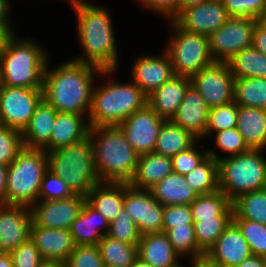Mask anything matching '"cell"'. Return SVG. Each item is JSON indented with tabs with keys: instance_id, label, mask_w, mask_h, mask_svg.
Returning a JSON list of instances; mask_svg holds the SVG:
<instances>
[{
	"instance_id": "obj_1",
	"label": "cell",
	"mask_w": 266,
	"mask_h": 267,
	"mask_svg": "<svg viewBox=\"0 0 266 267\" xmlns=\"http://www.w3.org/2000/svg\"><path fill=\"white\" fill-rule=\"evenodd\" d=\"M43 77V99L57 112L89 115L94 88V74H112L114 69L77 62L73 59L48 69ZM87 112V113H86Z\"/></svg>"
},
{
	"instance_id": "obj_2",
	"label": "cell",
	"mask_w": 266,
	"mask_h": 267,
	"mask_svg": "<svg viewBox=\"0 0 266 267\" xmlns=\"http://www.w3.org/2000/svg\"><path fill=\"white\" fill-rule=\"evenodd\" d=\"M77 16V32L84 54L74 61L105 69H117L116 38L109 11L84 0H67Z\"/></svg>"
},
{
	"instance_id": "obj_3",
	"label": "cell",
	"mask_w": 266,
	"mask_h": 267,
	"mask_svg": "<svg viewBox=\"0 0 266 267\" xmlns=\"http://www.w3.org/2000/svg\"><path fill=\"white\" fill-rule=\"evenodd\" d=\"M89 136L100 182L129 183L139 155L119 126L90 127Z\"/></svg>"
},
{
	"instance_id": "obj_4",
	"label": "cell",
	"mask_w": 266,
	"mask_h": 267,
	"mask_svg": "<svg viewBox=\"0 0 266 267\" xmlns=\"http://www.w3.org/2000/svg\"><path fill=\"white\" fill-rule=\"evenodd\" d=\"M12 34L0 56V81L3 86L42 89L47 55L33 40ZM33 41V42H32Z\"/></svg>"
},
{
	"instance_id": "obj_5",
	"label": "cell",
	"mask_w": 266,
	"mask_h": 267,
	"mask_svg": "<svg viewBox=\"0 0 266 267\" xmlns=\"http://www.w3.org/2000/svg\"><path fill=\"white\" fill-rule=\"evenodd\" d=\"M147 105V95L132 81H111L93 88L89 127L119 126L127 117Z\"/></svg>"
},
{
	"instance_id": "obj_6",
	"label": "cell",
	"mask_w": 266,
	"mask_h": 267,
	"mask_svg": "<svg viewBox=\"0 0 266 267\" xmlns=\"http://www.w3.org/2000/svg\"><path fill=\"white\" fill-rule=\"evenodd\" d=\"M47 157L48 169L63 178L74 194L86 197L100 182L89 135L81 141L47 152Z\"/></svg>"
},
{
	"instance_id": "obj_7",
	"label": "cell",
	"mask_w": 266,
	"mask_h": 267,
	"mask_svg": "<svg viewBox=\"0 0 266 267\" xmlns=\"http://www.w3.org/2000/svg\"><path fill=\"white\" fill-rule=\"evenodd\" d=\"M219 164V189L231 200L241 194L266 188V159L262 150L221 157L207 149Z\"/></svg>"
},
{
	"instance_id": "obj_8",
	"label": "cell",
	"mask_w": 266,
	"mask_h": 267,
	"mask_svg": "<svg viewBox=\"0 0 266 267\" xmlns=\"http://www.w3.org/2000/svg\"><path fill=\"white\" fill-rule=\"evenodd\" d=\"M47 170L45 150L23 147L8 165L6 204L30 208L39 201L41 182Z\"/></svg>"
},
{
	"instance_id": "obj_9",
	"label": "cell",
	"mask_w": 266,
	"mask_h": 267,
	"mask_svg": "<svg viewBox=\"0 0 266 267\" xmlns=\"http://www.w3.org/2000/svg\"><path fill=\"white\" fill-rule=\"evenodd\" d=\"M173 32L166 53L168 54L174 75L192 78L201 69L215 62L209 48L208 36L181 28L171 20Z\"/></svg>"
},
{
	"instance_id": "obj_10",
	"label": "cell",
	"mask_w": 266,
	"mask_h": 267,
	"mask_svg": "<svg viewBox=\"0 0 266 267\" xmlns=\"http://www.w3.org/2000/svg\"><path fill=\"white\" fill-rule=\"evenodd\" d=\"M257 19L231 17L208 36L214 61L227 62L232 56L251 47Z\"/></svg>"
},
{
	"instance_id": "obj_11",
	"label": "cell",
	"mask_w": 266,
	"mask_h": 267,
	"mask_svg": "<svg viewBox=\"0 0 266 267\" xmlns=\"http://www.w3.org/2000/svg\"><path fill=\"white\" fill-rule=\"evenodd\" d=\"M42 99V89L2 85L0 92L1 125L23 132Z\"/></svg>"
},
{
	"instance_id": "obj_12",
	"label": "cell",
	"mask_w": 266,
	"mask_h": 267,
	"mask_svg": "<svg viewBox=\"0 0 266 267\" xmlns=\"http://www.w3.org/2000/svg\"><path fill=\"white\" fill-rule=\"evenodd\" d=\"M209 109L234 101L235 77L226 62L215 61L191 78Z\"/></svg>"
},
{
	"instance_id": "obj_13",
	"label": "cell",
	"mask_w": 266,
	"mask_h": 267,
	"mask_svg": "<svg viewBox=\"0 0 266 267\" xmlns=\"http://www.w3.org/2000/svg\"><path fill=\"white\" fill-rule=\"evenodd\" d=\"M165 119L147 104L144 108L127 117L119 127L127 141L140 156L154 152L157 137Z\"/></svg>"
},
{
	"instance_id": "obj_14",
	"label": "cell",
	"mask_w": 266,
	"mask_h": 267,
	"mask_svg": "<svg viewBox=\"0 0 266 267\" xmlns=\"http://www.w3.org/2000/svg\"><path fill=\"white\" fill-rule=\"evenodd\" d=\"M124 208L137 224L141 235L163 232V208L150 190L138 189L127 183Z\"/></svg>"
},
{
	"instance_id": "obj_15",
	"label": "cell",
	"mask_w": 266,
	"mask_h": 267,
	"mask_svg": "<svg viewBox=\"0 0 266 267\" xmlns=\"http://www.w3.org/2000/svg\"><path fill=\"white\" fill-rule=\"evenodd\" d=\"M85 201L86 197L80 194L60 200H39L30 207L32 222L38 227L69 230Z\"/></svg>"
},
{
	"instance_id": "obj_16",
	"label": "cell",
	"mask_w": 266,
	"mask_h": 267,
	"mask_svg": "<svg viewBox=\"0 0 266 267\" xmlns=\"http://www.w3.org/2000/svg\"><path fill=\"white\" fill-rule=\"evenodd\" d=\"M230 18L223 1L208 0L183 9L173 20L187 31L209 36Z\"/></svg>"
},
{
	"instance_id": "obj_17",
	"label": "cell",
	"mask_w": 266,
	"mask_h": 267,
	"mask_svg": "<svg viewBox=\"0 0 266 267\" xmlns=\"http://www.w3.org/2000/svg\"><path fill=\"white\" fill-rule=\"evenodd\" d=\"M32 213L29 207L0 204V253H11L30 238Z\"/></svg>"
},
{
	"instance_id": "obj_18",
	"label": "cell",
	"mask_w": 266,
	"mask_h": 267,
	"mask_svg": "<svg viewBox=\"0 0 266 267\" xmlns=\"http://www.w3.org/2000/svg\"><path fill=\"white\" fill-rule=\"evenodd\" d=\"M30 239L45 261L63 264L76 246L68 229L38 227L33 222L30 227Z\"/></svg>"
},
{
	"instance_id": "obj_19",
	"label": "cell",
	"mask_w": 266,
	"mask_h": 267,
	"mask_svg": "<svg viewBox=\"0 0 266 267\" xmlns=\"http://www.w3.org/2000/svg\"><path fill=\"white\" fill-rule=\"evenodd\" d=\"M163 56L142 55L135 61L131 74L132 81L148 96L174 76L171 60Z\"/></svg>"
},
{
	"instance_id": "obj_20",
	"label": "cell",
	"mask_w": 266,
	"mask_h": 267,
	"mask_svg": "<svg viewBox=\"0 0 266 267\" xmlns=\"http://www.w3.org/2000/svg\"><path fill=\"white\" fill-rule=\"evenodd\" d=\"M205 255L224 267H235L252 254L241 230L232 221Z\"/></svg>"
},
{
	"instance_id": "obj_21",
	"label": "cell",
	"mask_w": 266,
	"mask_h": 267,
	"mask_svg": "<svg viewBox=\"0 0 266 267\" xmlns=\"http://www.w3.org/2000/svg\"><path fill=\"white\" fill-rule=\"evenodd\" d=\"M209 108L191 84L171 121L189 131L198 140L205 138Z\"/></svg>"
},
{
	"instance_id": "obj_22",
	"label": "cell",
	"mask_w": 266,
	"mask_h": 267,
	"mask_svg": "<svg viewBox=\"0 0 266 267\" xmlns=\"http://www.w3.org/2000/svg\"><path fill=\"white\" fill-rule=\"evenodd\" d=\"M190 85L191 78L174 75L147 96V104L159 117L171 120Z\"/></svg>"
},
{
	"instance_id": "obj_23",
	"label": "cell",
	"mask_w": 266,
	"mask_h": 267,
	"mask_svg": "<svg viewBox=\"0 0 266 267\" xmlns=\"http://www.w3.org/2000/svg\"><path fill=\"white\" fill-rule=\"evenodd\" d=\"M57 111L44 99L36 106L30 123L22 132L23 146L50 151V137Z\"/></svg>"
},
{
	"instance_id": "obj_24",
	"label": "cell",
	"mask_w": 266,
	"mask_h": 267,
	"mask_svg": "<svg viewBox=\"0 0 266 267\" xmlns=\"http://www.w3.org/2000/svg\"><path fill=\"white\" fill-rule=\"evenodd\" d=\"M126 182H99L86 196V201L111 223L124 208Z\"/></svg>"
},
{
	"instance_id": "obj_25",
	"label": "cell",
	"mask_w": 266,
	"mask_h": 267,
	"mask_svg": "<svg viewBox=\"0 0 266 267\" xmlns=\"http://www.w3.org/2000/svg\"><path fill=\"white\" fill-rule=\"evenodd\" d=\"M109 224L102 214L85 201L69 231L75 245H93L98 244L101 238L108 234ZM99 226L104 227L105 231L103 229V232H101L102 228Z\"/></svg>"
},
{
	"instance_id": "obj_26",
	"label": "cell",
	"mask_w": 266,
	"mask_h": 267,
	"mask_svg": "<svg viewBox=\"0 0 266 267\" xmlns=\"http://www.w3.org/2000/svg\"><path fill=\"white\" fill-rule=\"evenodd\" d=\"M137 254L152 267H171L180 258L165 232L142 235L137 245Z\"/></svg>"
},
{
	"instance_id": "obj_27",
	"label": "cell",
	"mask_w": 266,
	"mask_h": 267,
	"mask_svg": "<svg viewBox=\"0 0 266 267\" xmlns=\"http://www.w3.org/2000/svg\"><path fill=\"white\" fill-rule=\"evenodd\" d=\"M173 172L172 159L155 152L140 155L134 176L128 183L138 189L149 190Z\"/></svg>"
},
{
	"instance_id": "obj_28",
	"label": "cell",
	"mask_w": 266,
	"mask_h": 267,
	"mask_svg": "<svg viewBox=\"0 0 266 267\" xmlns=\"http://www.w3.org/2000/svg\"><path fill=\"white\" fill-rule=\"evenodd\" d=\"M249 149L266 147V109L238 105L237 125Z\"/></svg>"
},
{
	"instance_id": "obj_29",
	"label": "cell",
	"mask_w": 266,
	"mask_h": 267,
	"mask_svg": "<svg viewBox=\"0 0 266 267\" xmlns=\"http://www.w3.org/2000/svg\"><path fill=\"white\" fill-rule=\"evenodd\" d=\"M153 197L163 206L190 205L199 195L185 176L172 172L149 189Z\"/></svg>"
},
{
	"instance_id": "obj_30",
	"label": "cell",
	"mask_w": 266,
	"mask_h": 267,
	"mask_svg": "<svg viewBox=\"0 0 266 267\" xmlns=\"http://www.w3.org/2000/svg\"><path fill=\"white\" fill-rule=\"evenodd\" d=\"M84 115L57 113L50 137V151L83 140L89 135V123Z\"/></svg>"
},
{
	"instance_id": "obj_31",
	"label": "cell",
	"mask_w": 266,
	"mask_h": 267,
	"mask_svg": "<svg viewBox=\"0 0 266 267\" xmlns=\"http://www.w3.org/2000/svg\"><path fill=\"white\" fill-rule=\"evenodd\" d=\"M197 140L189 131L171 120H165L160 128L154 152L172 158L188 149Z\"/></svg>"
},
{
	"instance_id": "obj_32",
	"label": "cell",
	"mask_w": 266,
	"mask_h": 267,
	"mask_svg": "<svg viewBox=\"0 0 266 267\" xmlns=\"http://www.w3.org/2000/svg\"><path fill=\"white\" fill-rule=\"evenodd\" d=\"M193 222L214 217H233L232 201L219 189L199 195L190 204Z\"/></svg>"
},
{
	"instance_id": "obj_33",
	"label": "cell",
	"mask_w": 266,
	"mask_h": 267,
	"mask_svg": "<svg viewBox=\"0 0 266 267\" xmlns=\"http://www.w3.org/2000/svg\"><path fill=\"white\" fill-rule=\"evenodd\" d=\"M226 63L235 78H266V56L253 46L238 52Z\"/></svg>"
},
{
	"instance_id": "obj_34",
	"label": "cell",
	"mask_w": 266,
	"mask_h": 267,
	"mask_svg": "<svg viewBox=\"0 0 266 267\" xmlns=\"http://www.w3.org/2000/svg\"><path fill=\"white\" fill-rule=\"evenodd\" d=\"M105 267H131L138 257L137 245L105 235L98 242Z\"/></svg>"
},
{
	"instance_id": "obj_35",
	"label": "cell",
	"mask_w": 266,
	"mask_h": 267,
	"mask_svg": "<svg viewBox=\"0 0 266 267\" xmlns=\"http://www.w3.org/2000/svg\"><path fill=\"white\" fill-rule=\"evenodd\" d=\"M233 219L266 224V188L247 192L232 201Z\"/></svg>"
},
{
	"instance_id": "obj_36",
	"label": "cell",
	"mask_w": 266,
	"mask_h": 267,
	"mask_svg": "<svg viewBox=\"0 0 266 267\" xmlns=\"http://www.w3.org/2000/svg\"><path fill=\"white\" fill-rule=\"evenodd\" d=\"M186 180L198 195L209 194L219 190V164L216 159L207 156L191 172Z\"/></svg>"
},
{
	"instance_id": "obj_37",
	"label": "cell",
	"mask_w": 266,
	"mask_h": 267,
	"mask_svg": "<svg viewBox=\"0 0 266 267\" xmlns=\"http://www.w3.org/2000/svg\"><path fill=\"white\" fill-rule=\"evenodd\" d=\"M234 101L241 106L266 109V78H235Z\"/></svg>"
},
{
	"instance_id": "obj_38",
	"label": "cell",
	"mask_w": 266,
	"mask_h": 267,
	"mask_svg": "<svg viewBox=\"0 0 266 267\" xmlns=\"http://www.w3.org/2000/svg\"><path fill=\"white\" fill-rule=\"evenodd\" d=\"M232 221L233 217H214L193 223L198 247L206 254Z\"/></svg>"
},
{
	"instance_id": "obj_39",
	"label": "cell",
	"mask_w": 266,
	"mask_h": 267,
	"mask_svg": "<svg viewBox=\"0 0 266 267\" xmlns=\"http://www.w3.org/2000/svg\"><path fill=\"white\" fill-rule=\"evenodd\" d=\"M174 250L181 256H190V259L202 256L205 253L198 247L194 225L174 227L165 232Z\"/></svg>"
},
{
	"instance_id": "obj_40",
	"label": "cell",
	"mask_w": 266,
	"mask_h": 267,
	"mask_svg": "<svg viewBox=\"0 0 266 267\" xmlns=\"http://www.w3.org/2000/svg\"><path fill=\"white\" fill-rule=\"evenodd\" d=\"M238 104L232 101L209 109L205 137L210 133L235 128L237 125Z\"/></svg>"
},
{
	"instance_id": "obj_41",
	"label": "cell",
	"mask_w": 266,
	"mask_h": 267,
	"mask_svg": "<svg viewBox=\"0 0 266 267\" xmlns=\"http://www.w3.org/2000/svg\"><path fill=\"white\" fill-rule=\"evenodd\" d=\"M248 242L252 255L266 258V224L246 219H233Z\"/></svg>"
},
{
	"instance_id": "obj_42",
	"label": "cell",
	"mask_w": 266,
	"mask_h": 267,
	"mask_svg": "<svg viewBox=\"0 0 266 267\" xmlns=\"http://www.w3.org/2000/svg\"><path fill=\"white\" fill-rule=\"evenodd\" d=\"M107 235L116 240L134 245H138L142 236L137 224L127 213L125 208H123L117 217L109 224Z\"/></svg>"
},
{
	"instance_id": "obj_43",
	"label": "cell",
	"mask_w": 266,
	"mask_h": 267,
	"mask_svg": "<svg viewBox=\"0 0 266 267\" xmlns=\"http://www.w3.org/2000/svg\"><path fill=\"white\" fill-rule=\"evenodd\" d=\"M230 17L262 20L266 14L264 0H223Z\"/></svg>"
},
{
	"instance_id": "obj_44",
	"label": "cell",
	"mask_w": 266,
	"mask_h": 267,
	"mask_svg": "<svg viewBox=\"0 0 266 267\" xmlns=\"http://www.w3.org/2000/svg\"><path fill=\"white\" fill-rule=\"evenodd\" d=\"M74 193L66 184L65 180L54 174L51 170H47L41 182L39 200H60L73 196Z\"/></svg>"
},
{
	"instance_id": "obj_45",
	"label": "cell",
	"mask_w": 266,
	"mask_h": 267,
	"mask_svg": "<svg viewBox=\"0 0 266 267\" xmlns=\"http://www.w3.org/2000/svg\"><path fill=\"white\" fill-rule=\"evenodd\" d=\"M22 132L1 126L0 127V163L9 165L23 148Z\"/></svg>"
},
{
	"instance_id": "obj_46",
	"label": "cell",
	"mask_w": 266,
	"mask_h": 267,
	"mask_svg": "<svg viewBox=\"0 0 266 267\" xmlns=\"http://www.w3.org/2000/svg\"><path fill=\"white\" fill-rule=\"evenodd\" d=\"M66 267H105L98 244L76 245Z\"/></svg>"
},
{
	"instance_id": "obj_47",
	"label": "cell",
	"mask_w": 266,
	"mask_h": 267,
	"mask_svg": "<svg viewBox=\"0 0 266 267\" xmlns=\"http://www.w3.org/2000/svg\"><path fill=\"white\" fill-rule=\"evenodd\" d=\"M215 142L217 148L224 151L230 156L245 153L250 149L246 145L243 136L239 133L238 129H226L219 132H215Z\"/></svg>"
},
{
	"instance_id": "obj_48",
	"label": "cell",
	"mask_w": 266,
	"mask_h": 267,
	"mask_svg": "<svg viewBox=\"0 0 266 267\" xmlns=\"http://www.w3.org/2000/svg\"><path fill=\"white\" fill-rule=\"evenodd\" d=\"M197 142L171 158L173 172L185 176L208 156L207 151L197 150V146L195 145Z\"/></svg>"
},
{
	"instance_id": "obj_49",
	"label": "cell",
	"mask_w": 266,
	"mask_h": 267,
	"mask_svg": "<svg viewBox=\"0 0 266 267\" xmlns=\"http://www.w3.org/2000/svg\"><path fill=\"white\" fill-rule=\"evenodd\" d=\"M10 254L13 267H39L45 261L30 238Z\"/></svg>"
},
{
	"instance_id": "obj_50",
	"label": "cell",
	"mask_w": 266,
	"mask_h": 267,
	"mask_svg": "<svg viewBox=\"0 0 266 267\" xmlns=\"http://www.w3.org/2000/svg\"><path fill=\"white\" fill-rule=\"evenodd\" d=\"M190 205L177 204L163 208V232L174 227L193 225Z\"/></svg>"
},
{
	"instance_id": "obj_51",
	"label": "cell",
	"mask_w": 266,
	"mask_h": 267,
	"mask_svg": "<svg viewBox=\"0 0 266 267\" xmlns=\"http://www.w3.org/2000/svg\"><path fill=\"white\" fill-rule=\"evenodd\" d=\"M140 4L173 20L181 12V0H137Z\"/></svg>"
},
{
	"instance_id": "obj_52",
	"label": "cell",
	"mask_w": 266,
	"mask_h": 267,
	"mask_svg": "<svg viewBox=\"0 0 266 267\" xmlns=\"http://www.w3.org/2000/svg\"><path fill=\"white\" fill-rule=\"evenodd\" d=\"M252 46L266 56V24L262 20L256 22Z\"/></svg>"
},
{
	"instance_id": "obj_53",
	"label": "cell",
	"mask_w": 266,
	"mask_h": 267,
	"mask_svg": "<svg viewBox=\"0 0 266 267\" xmlns=\"http://www.w3.org/2000/svg\"><path fill=\"white\" fill-rule=\"evenodd\" d=\"M9 1L8 0H0V27L6 28L11 34L13 33L12 26L9 23Z\"/></svg>"
},
{
	"instance_id": "obj_54",
	"label": "cell",
	"mask_w": 266,
	"mask_h": 267,
	"mask_svg": "<svg viewBox=\"0 0 266 267\" xmlns=\"http://www.w3.org/2000/svg\"><path fill=\"white\" fill-rule=\"evenodd\" d=\"M8 165L0 163V204H6Z\"/></svg>"
},
{
	"instance_id": "obj_55",
	"label": "cell",
	"mask_w": 266,
	"mask_h": 267,
	"mask_svg": "<svg viewBox=\"0 0 266 267\" xmlns=\"http://www.w3.org/2000/svg\"><path fill=\"white\" fill-rule=\"evenodd\" d=\"M191 267H224L219 263L212 261L207 255H202L191 259Z\"/></svg>"
},
{
	"instance_id": "obj_56",
	"label": "cell",
	"mask_w": 266,
	"mask_h": 267,
	"mask_svg": "<svg viewBox=\"0 0 266 267\" xmlns=\"http://www.w3.org/2000/svg\"><path fill=\"white\" fill-rule=\"evenodd\" d=\"M235 267H266V258L261 256L251 255L242 263Z\"/></svg>"
},
{
	"instance_id": "obj_57",
	"label": "cell",
	"mask_w": 266,
	"mask_h": 267,
	"mask_svg": "<svg viewBox=\"0 0 266 267\" xmlns=\"http://www.w3.org/2000/svg\"><path fill=\"white\" fill-rule=\"evenodd\" d=\"M12 34L6 29L0 27V56L2 54V51L4 50V47L6 45L7 39L11 36Z\"/></svg>"
},
{
	"instance_id": "obj_58",
	"label": "cell",
	"mask_w": 266,
	"mask_h": 267,
	"mask_svg": "<svg viewBox=\"0 0 266 267\" xmlns=\"http://www.w3.org/2000/svg\"><path fill=\"white\" fill-rule=\"evenodd\" d=\"M0 267H13L10 253H0Z\"/></svg>"
},
{
	"instance_id": "obj_59",
	"label": "cell",
	"mask_w": 266,
	"mask_h": 267,
	"mask_svg": "<svg viewBox=\"0 0 266 267\" xmlns=\"http://www.w3.org/2000/svg\"><path fill=\"white\" fill-rule=\"evenodd\" d=\"M205 1H208V0H181V11L188 7L204 3Z\"/></svg>"
},
{
	"instance_id": "obj_60",
	"label": "cell",
	"mask_w": 266,
	"mask_h": 267,
	"mask_svg": "<svg viewBox=\"0 0 266 267\" xmlns=\"http://www.w3.org/2000/svg\"><path fill=\"white\" fill-rule=\"evenodd\" d=\"M39 267H66V265L60 262L44 261Z\"/></svg>"
},
{
	"instance_id": "obj_61",
	"label": "cell",
	"mask_w": 266,
	"mask_h": 267,
	"mask_svg": "<svg viewBox=\"0 0 266 267\" xmlns=\"http://www.w3.org/2000/svg\"><path fill=\"white\" fill-rule=\"evenodd\" d=\"M131 267H152V266L141 260L139 257H137Z\"/></svg>"
},
{
	"instance_id": "obj_62",
	"label": "cell",
	"mask_w": 266,
	"mask_h": 267,
	"mask_svg": "<svg viewBox=\"0 0 266 267\" xmlns=\"http://www.w3.org/2000/svg\"><path fill=\"white\" fill-rule=\"evenodd\" d=\"M171 267H185L183 265H181L179 262L177 264H175L174 266H171Z\"/></svg>"
},
{
	"instance_id": "obj_63",
	"label": "cell",
	"mask_w": 266,
	"mask_h": 267,
	"mask_svg": "<svg viewBox=\"0 0 266 267\" xmlns=\"http://www.w3.org/2000/svg\"><path fill=\"white\" fill-rule=\"evenodd\" d=\"M262 21L266 24V16H263Z\"/></svg>"
},
{
	"instance_id": "obj_64",
	"label": "cell",
	"mask_w": 266,
	"mask_h": 267,
	"mask_svg": "<svg viewBox=\"0 0 266 267\" xmlns=\"http://www.w3.org/2000/svg\"><path fill=\"white\" fill-rule=\"evenodd\" d=\"M1 89H2V83H1V81H0V92H1Z\"/></svg>"
}]
</instances>
